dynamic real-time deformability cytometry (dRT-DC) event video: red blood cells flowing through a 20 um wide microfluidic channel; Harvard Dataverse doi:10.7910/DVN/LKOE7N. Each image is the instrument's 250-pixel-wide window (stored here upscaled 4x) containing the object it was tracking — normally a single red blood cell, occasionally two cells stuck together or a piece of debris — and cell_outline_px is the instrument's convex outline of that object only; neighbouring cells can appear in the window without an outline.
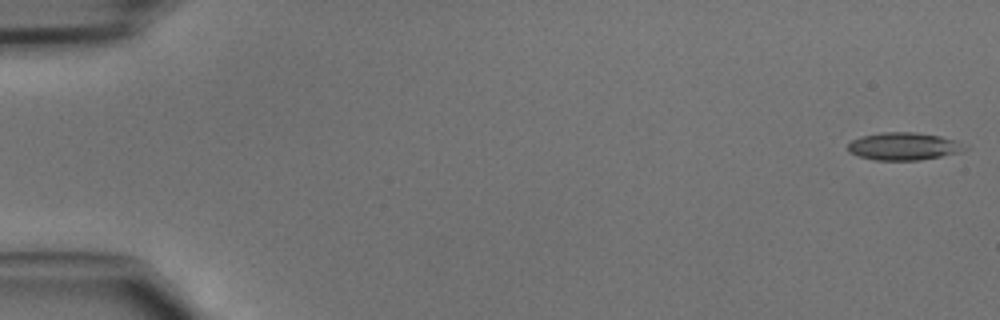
{"species": "common noctule bat (a hibernating species)", "species_latin": "Nyctalus noctula", "temperature_condition": "cold", "stored_images_in_passage": 46, "camera_frame_rate_fps": 3000, "um_per_image_px": 0.085, "animal": {"sex": "male", "body_mass_g": 15.6}, "frame": {"image": 1, "passage_image": 1, "time_ms": 0.0, "image_size_px": [1000, 320], "cell_outline_px": [[968, 148], [960, 152], [920, 160], [876, 160], [860, 156], [848, 152], [848, 144], [852, 140], [864, 136], [884, 132], [912, 132], [940, 136], [956, 140]], "centroid_in_image_um": [76.82, 12.44], "position_along_channel_um": 8.2, "area_um2": 18.55}}
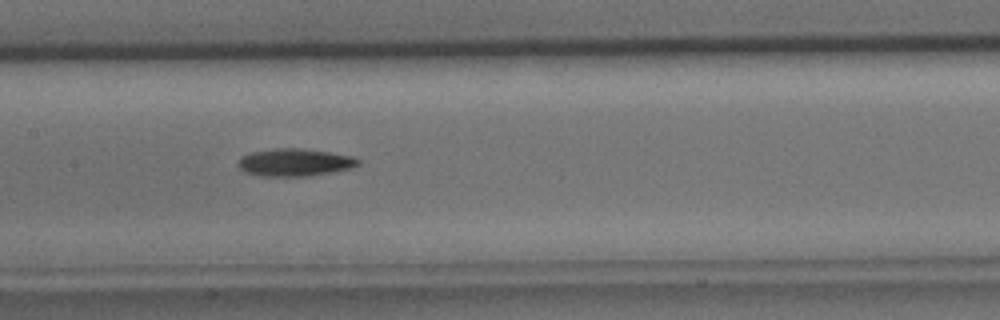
{"frame": {"image": 2, "passage_image": 23, "time_ms": 7.333, "image_size_px": [1000, 320], "cell_outline_px": [[360, 164], [352, 168], [332, 172], [308, 176], [260, 176], [244, 172], [236, 164], [240, 156], [252, 152], [276, 148], [300, 148], [328, 152], [352, 156], [360, 160]], "centroid_in_image_um": [25.03, 13.81], "position_along_channel_um": 182.4, "area_um2": 19.36}}
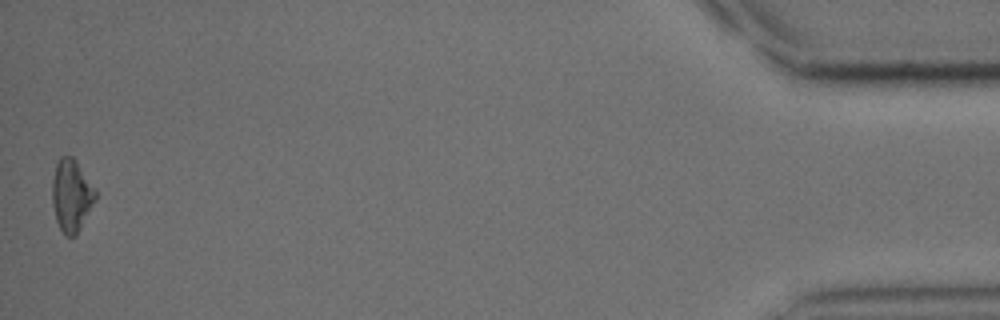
{"frame": {"image": 3, "passage_image": 46, "time_ms": 15.0, "image_size_px": [1000, 320], "cell_outline_px": [[96, 200], [76, 236], [64, 236], [56, 220], [52, 204], [52, 180], [56, 164], [60, 156], [72, 156], [76, 160], [96, 188]], "centroid_in_image_um": [6.08, 16.61], "position_along_channel_um": 429.1, "area_um2": 18.44}}